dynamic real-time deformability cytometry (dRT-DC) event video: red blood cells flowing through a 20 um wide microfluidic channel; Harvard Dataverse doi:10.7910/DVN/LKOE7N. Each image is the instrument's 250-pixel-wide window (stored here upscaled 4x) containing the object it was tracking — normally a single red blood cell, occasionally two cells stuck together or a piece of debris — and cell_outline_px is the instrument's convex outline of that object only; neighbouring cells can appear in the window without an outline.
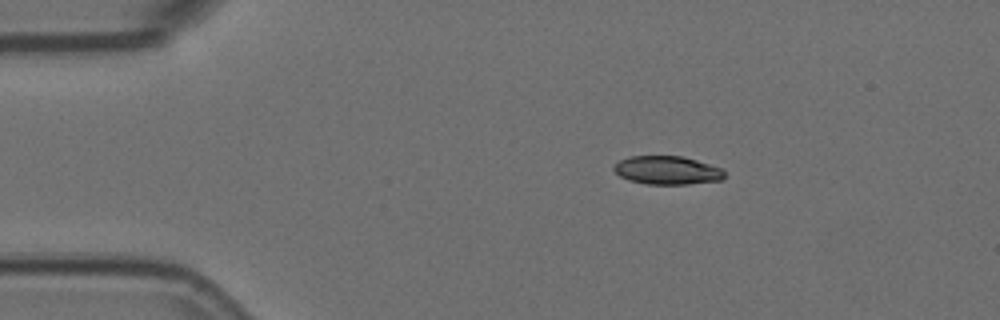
{"species": "Egyptian fruit bat (a non-hibernating species)", "species_latin": "Rousettus aegyptiacus", "temperature_condition": "room temperature", "stored_images_in_passage": 40, "camera_frame_rate_fps": 3000, "um_per_image_px": 0.085, "animal": {"sex": "female"}, "frame": {"image": 1, "passage_image": 1, "time_ms": 0.0, "image_size_px": [1000, 320], "cell_outline_px": [[724, 180], [688, 184], [648, 184], [628, 180], [620, 176], [612, 168], [620, 160], [628, 156], [680, 156], [696, 160], [724, 168]], "centroid_in_image_um": [56.74, 14.47], "position_along_channel_um": 28.3, "area_um2": 18.38}}
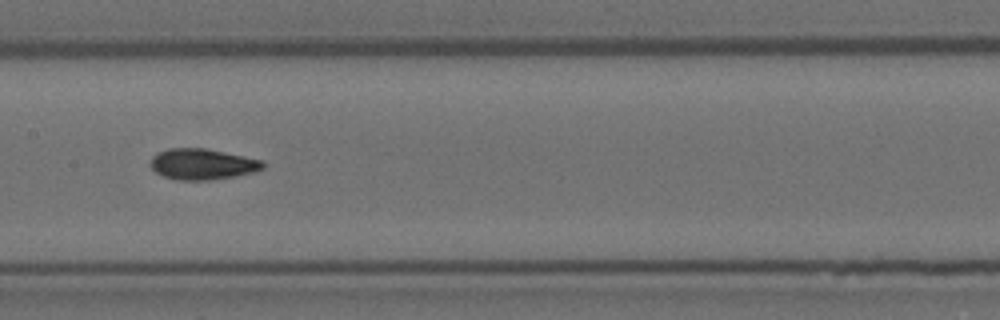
{"frame": {"image": 2, "passage_image": 19, "time_ms": 6.0, "image_size_px": [1000, 320], "cell_outline_px": [[264, 168], [256, 172], [236, 176], [208, 180], [176, 180], [164, 176], [156, 172], [148, 164], [152, 156], [156, 152], [168, 148], [208, 148], [264, 160]], "centroid_in_image_um": [17.21, 13.94], "position_along_channel_um": 190.2, "area_um2": 20.63}}
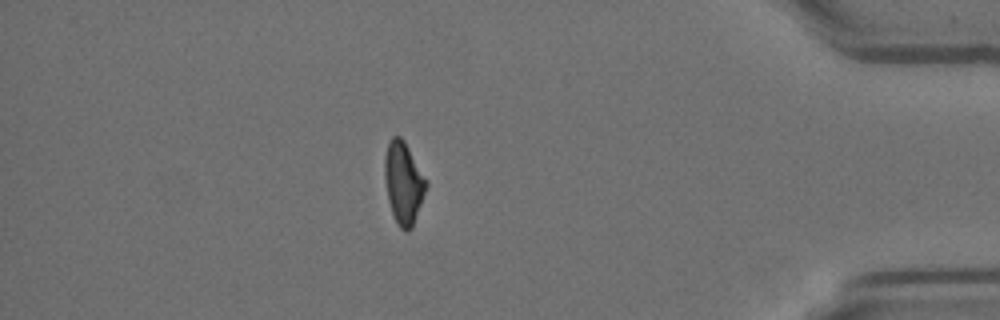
{"frame": {"image": 3, "passage_image": 40, "time_ms": 13.0, "image_size_px": [1000, 320], "cell_outline_px": [[428, 184], [412, 228], [400, 228], [392, 212], [388, 200], [384, 176], [384, 156], [388, 140], [392, 136], [400, 136], [404, 140], [428, 180]], "centroid_in_image_um": [34.29, 15.46], "position_along_channel_um": 400.9, "area_um2": 19.83}, "authors_computed_cell_mechanics": {"area_um2": 19.7387, "velocity_mm_per_s": 3.6196, "shape_relaxation_time_tau1_ms": 3.9425, "shape_relaxation_time_tau2_ms": 2.2375, "deformation_change_tau1": 0.1665, "deformation_change_tau2": 0.0745}}